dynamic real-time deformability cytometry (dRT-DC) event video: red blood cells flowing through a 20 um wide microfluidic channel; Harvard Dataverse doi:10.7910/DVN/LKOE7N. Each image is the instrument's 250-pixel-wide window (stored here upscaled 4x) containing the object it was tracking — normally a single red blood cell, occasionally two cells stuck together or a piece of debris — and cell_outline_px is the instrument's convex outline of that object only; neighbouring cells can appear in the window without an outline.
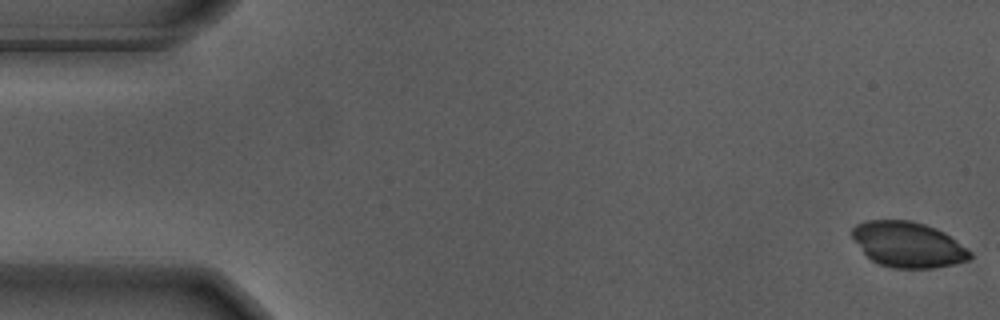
{"species": "Egyptian fruit bat (a non-hibernating species)", "species_latin": "Rousettus aegyptiacus", "temperature_condition": "warm", "stored_images_in_passage": 12, "camera_frame_rate_fps": 3000, "um_per_image_px": 0.085, "animal": {"sex": "male"}, "frame": {"image": 1, "passage_image": 1, "time_ms": 0.0, "image_size_px": [1000, 320], "cell_outline_px": [[972, 256], [968, 260], [956, 264], [932, 268], [892, 268], [880, 264], [872, 260], [864, 252], [852, 236], [852, 228], [856, 224], [864, 220], [912, 220], [936, 228], [944, 232], [972, 252]], "centroid_in_image_um": [77.2, 20.78], "position_along_channel_um": 7.8, "area_um2": 31.15}}